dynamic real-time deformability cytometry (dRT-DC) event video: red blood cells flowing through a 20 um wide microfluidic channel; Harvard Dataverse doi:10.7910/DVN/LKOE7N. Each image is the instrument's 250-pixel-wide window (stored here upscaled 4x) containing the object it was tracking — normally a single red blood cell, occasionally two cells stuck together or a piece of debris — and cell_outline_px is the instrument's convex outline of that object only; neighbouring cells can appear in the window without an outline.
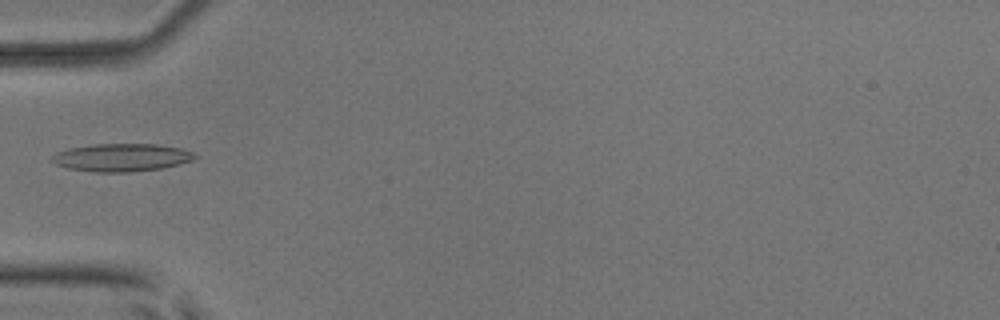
{"species": "common noctule bat (a hibernating species)", "species_latin": "Nyctalus noctula", "temperature_condition": "room temperature", "stored_images_in_passage": 6, "camera_frame_rate_fps": 3000, "um_per_image_px": 0.085, "animal": {"sex": "male", "body_mass_g": 17.9, "forearm_length_mm": 54.2}, "frame": {"image": 1, "passage_image": 5, "time_ms": 5.667, "image_size_px": [1000, 320], "cell_outline_px": [[196, 156], [192, 160], [160, 168], [132, 172], [96, 172], [68, 168], [56, 164], [48, 160], [56, 152], [68, 148], [92, 144], [156, 144], [180, 148], [196, 152]], "centroid_in_image_um": [10.29, 13.38], "position_along_channel_um": 74.7, "area_um2": 23.18}}
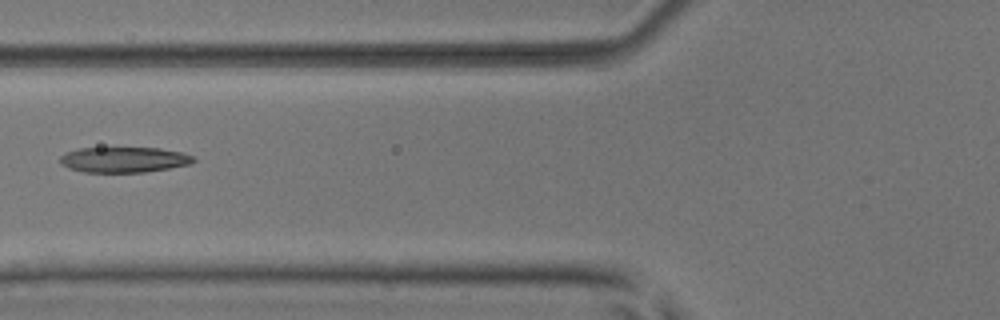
{"frame": {"image": 2, "passage_image": 6, "time_ms": 6.667, "image_size_px": [1000, 320], "cell_outline_px": [[196, 160], [188, 164], [168, 168], [144, 172], [84, 172], [68, 168], [60, 164], [60, 156], [64, 152], [80, 148], [160, 148], [184, 152], [196, 156]], "centroid_in_image_um": [10.53, 13.56], "position_along_channel_um": 115.3, "area_um2": 19.94}}